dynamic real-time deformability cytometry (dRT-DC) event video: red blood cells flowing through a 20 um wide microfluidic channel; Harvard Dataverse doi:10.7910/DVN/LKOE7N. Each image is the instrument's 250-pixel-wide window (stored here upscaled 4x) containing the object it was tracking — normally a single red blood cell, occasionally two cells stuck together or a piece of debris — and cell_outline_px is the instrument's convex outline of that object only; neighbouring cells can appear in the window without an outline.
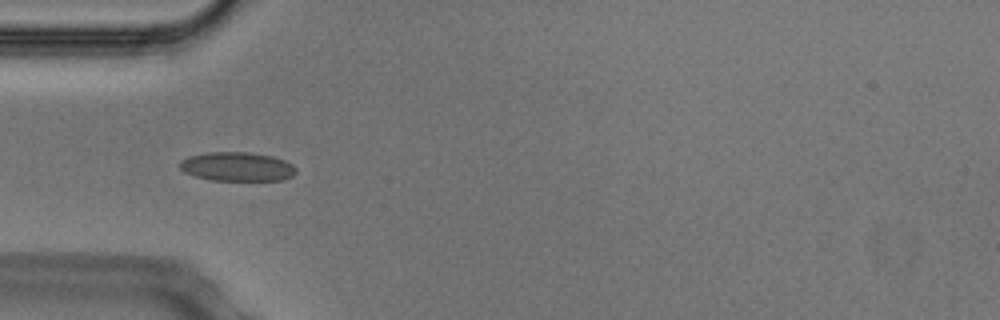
{"species": "Egyptian fruit bat (a non-hibernating species)", "species_latin": "Rousettus aegyptiacus", "temperature_condition": "cold", "stored_images_in_passage": 6, "camera_frame_rate_fps": 3000, "um_per_image_px": 0.085, "animal": {"sex": "male"}, "frame": {"image": 1, "passage_image": 4, "time_ms": 1.0, "image_size_px": [1000, 320], "cell_outline_px": [[296, 172], [292, 176], [284, 180], [212, 180], [196, 176], [184, 172], [180, 168], [180, 160], [188, 156], [208, 152], [248, 152], [272, 156], [284, 160], [292, 164], [296, 168]], "centroid_in_image_um": [20.16, 14.16], "position_along_channel_um": 64.8, "area_um2": 19.65}}